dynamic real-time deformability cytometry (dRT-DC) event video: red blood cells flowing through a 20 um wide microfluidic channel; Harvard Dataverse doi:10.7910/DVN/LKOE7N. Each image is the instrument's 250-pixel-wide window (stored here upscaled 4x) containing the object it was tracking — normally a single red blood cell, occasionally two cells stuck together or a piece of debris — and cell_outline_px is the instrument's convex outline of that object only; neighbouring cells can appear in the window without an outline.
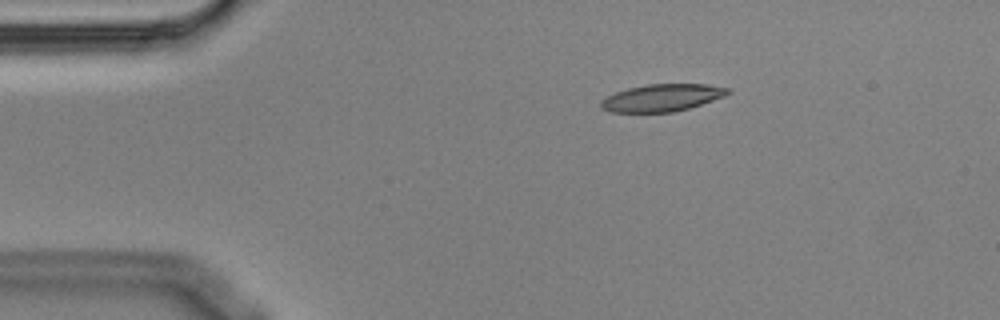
{"species": "Egyptian fruit bat (a non-hibernating species)", "species_latin": "Rousettus aegyptiacus", "temperature_condition": "cold", "stored_images_in_passage": 3, "segment_of_instrument_passage": [1, 2], "camera_frame_rate_fps": 3000, "um_per_image_px": 0.085, "animal": {"sex": "male"}, "frame": {"image": 1, "passage_image": 1, "time_ms": 0.0, "image_size_px": [1000, 320], "cell_outline_px": [[732, 92], [724, 96], [688, 108], [672, 112], [608, 112], [600, 108], [600, 100], [616, 92], [628, 88], [644, 84], [708, 84], [728, 88]], "centroid_in_image_um": [56.23, 8.3], "position_along_channel_um": 28.8, "area_um2": 20.11}}